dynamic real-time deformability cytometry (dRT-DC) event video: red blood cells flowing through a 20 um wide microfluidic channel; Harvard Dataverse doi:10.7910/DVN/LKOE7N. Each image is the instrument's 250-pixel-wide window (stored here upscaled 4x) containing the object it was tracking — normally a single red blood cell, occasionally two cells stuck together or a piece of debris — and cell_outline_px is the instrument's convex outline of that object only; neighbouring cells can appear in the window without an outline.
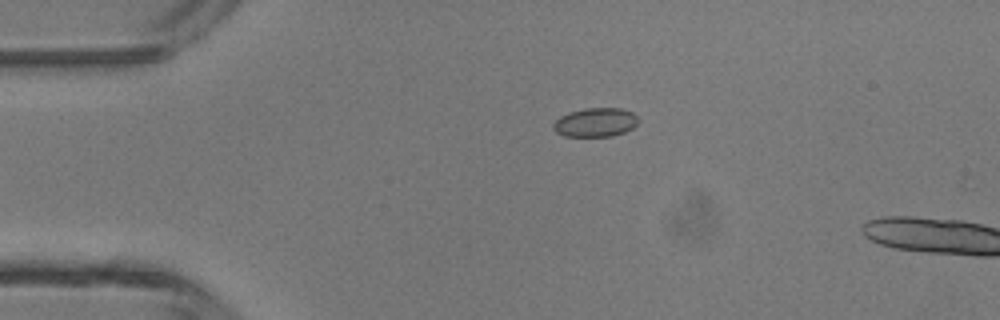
{"species": "common noctule bat (a hibernating species)", "species_latin": "Nyctalus noctula", "temperature_condition": "room temperature", "stored_images_in_passage": 3, "camera_frame_rate_fps": 3000, "um_per_image_px": 0.085, "animal": {"sex": "male", "body_mass_g": 13.3}, "frame": {"image": 1, "passage_image": 1, "time_ms": 0.0, "image_size_px": [1000, 320], "cell_outline_px": [[636, 124], [632, 128], [624, 132], [612, 136], [564, 136], [556, 132], [552, 128], [552, 124], [560, 116], [568, 112], [584, 108], [620, 108], [632, 112], [636, 116]], "centroid_in_image_um": [50.56, 10.4], "position_along_channel_um": 34.4, "area_um2": 14.28}}